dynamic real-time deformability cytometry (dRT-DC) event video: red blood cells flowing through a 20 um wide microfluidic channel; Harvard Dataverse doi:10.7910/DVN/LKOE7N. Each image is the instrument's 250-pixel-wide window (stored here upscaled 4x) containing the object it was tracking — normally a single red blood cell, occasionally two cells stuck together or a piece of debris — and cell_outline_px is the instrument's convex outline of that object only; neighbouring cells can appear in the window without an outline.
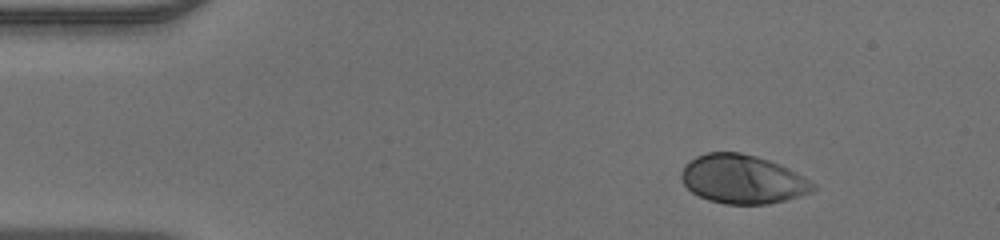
{"species": "human", "species_latin": "Homo sapiens", "temperature_condition": "warm", "stored_images_in_passage": 43, "camera_frame_rate_fps": 3000, "um_per_image_px": 0.085, "donor": {"sex": "male"}, "frame": {"image": 1, "passage_image": 1, "time_ms": 0.0, "image_size_px": [1000, 240], "cell_outline_px": [[816, 188], [812, 192], [800, 196], [768, 204], [724, 204], [708, 200], [692, 192], [680, 180], [680, 172], [684, 164], [696, 156], [708, 152], [740, 152], [756, 156], [780, 164], [804, 176], [816, 184]], "centroid_in_image_um": [63.11, 15.23], "position_along_channel_um": 21.9, "area_um2": 37.69}}
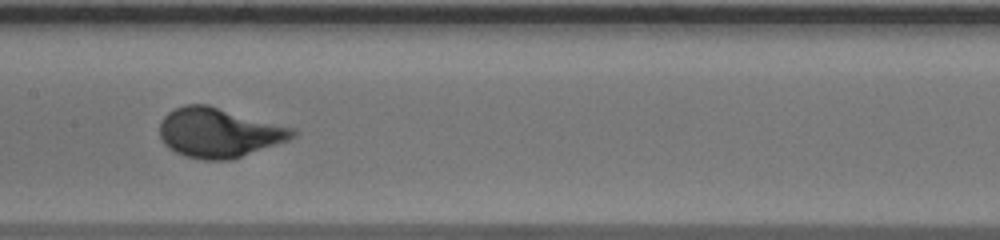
{"frame": {"image": 2, "passage_image": 19, "time_ms": 6.0, "image_size_px": [1000, 240], "cell_outline_px": [[296, 136], [288, 140], [232, 160], [204, 160], [184, 156], [168, 148], [164, 144], [160, 136], [160, 120], [168, 112], [184, 104], [208, 104], [296, 128]], "centroid_in_image_um": [18.61, 11.27], "position_along_channel_um": 188.8, "area_um2": 38.73}}
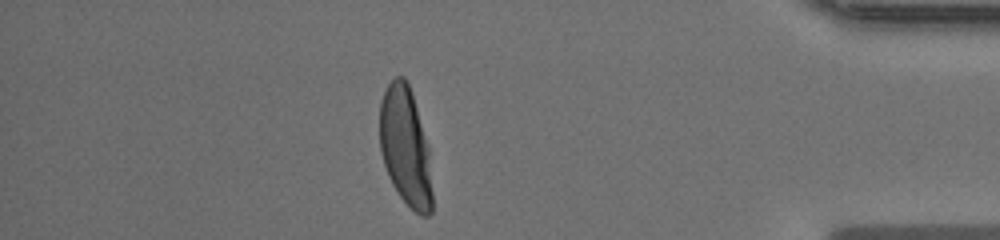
{"frame": {"image": 3, "passage_image": 37, "time_ms": 12.0, "image_size_px": [1000, 240], "cell_outline_px": [[432, 212], [428, 216], [420, 216], [400, 196], [392, 184], [388, 176], [380, 152], [380, 100], [388, 84], [396, 76], [404, 76], [412, 92], [428, 148], [432, 192]], "centroid_in_image_um": [34.45, 12.47], "position_along_channel_um": 400.8, "area_um2": 36.13}}